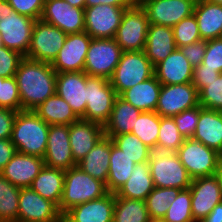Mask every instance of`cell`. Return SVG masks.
<instances>
[{"mask_svg":"<svg viewBox=\"0 0 222 222\" xmlns=\"http://www.w3.org/2000/svg\"><path fill=\"white\" fill-rule=\"evenodd\" d=\"M21 110H34L56 91L57 73L51 63L24 57L15 73Z\"/></svg>","mask_w":222,"mask_h":222,"instance_id":"6da1fadb","label":"cell"},{"mask_svg":"<svg viewBox=\"0 0 222 222\" xmlns=\"http://www.w3.org/2000/svg\"><path fill=\"white\" fill-rule=\"evenodd\" d=\"M50 125L32 110L17 112L11 135L16 150L26 155L43 158L47 148Z\"/></svg>","mask_w":222,"mask_h":222,"instance_id":"7a4b0ae2","label":"cell"},{"mask_svg":"<svg viewBox=\"0 0 222 222\" xmlns=\"http://www.w3.org/2000/svg\"><path fill=\"white\" fill-rule=\"evenodd\" d=\"M107 193L104 182L88 175L76 165L65 170L63 195L58 208L64 215L71 208L99 199Z\"/></svg>","mask_w":222,"mask_h":222,"instance_id":"3957f363","label":"cell"},{"mask_svg":"<svg viewBox=\"0 0 222 222\" xmlns=\"http://www.w3.org/2000/svg\"><path fill=\"white\" fill-rule=\"evenodd\" d=\"M148 163L154 187L180 190L190 187L192 178L176 153L152 151Z\"/></svg>","mask_w":222,"mask_h":222,"instance_id":"277c9868","label":"cell"},{"mask_svg":"<svg viewBox=\"0 0 222 222\" xmlns=\"http://www.w3.org/2000/svg\"><path fill=\"white\" fill-rule=\"evenodd\" d=\"M154 76V66L144 51L123 52L109 82L119 96L137 83Z\"/></svg>","mask_w":222,"mask_h":222,"instance_id":"5b68a950","label":"cell"},{"mask_svg":"<svg viewBox=\"0 0 222 222\" xmlns=\"http://www.w3.org/2000/svg\"><path fill=\"white\" fill-rule=\"evenodd\" d=\"M117 97L108 79L87 75L86 110L81 119L104 126L109 121Z\"/></svg>","mask_w":222,"mask_h":222,"instance_id":"8992f818","label":"cell"},{"mask_svg":"<svg viewBox=\"0 0 222 222\" xmlns=\"http://www.w3.org/2000/svg\"><path fill=\"white\" fill-rule=\"evenodd\" d=\"M176 154L192 179L214 176L221 162V155L199 141L184 139Z\"/></svg>","mask_w":222,"mask_h":222,"instance_id":"52a82bcc","label":"cell"},{"mask_svg":"<svg viewBox=\"0 0 222 222\" xmlns=\"http://www.w3.org/2000/svg\"><path fill=\"white\" fill-rule=\"evenodd\" d=\"M123 50L115 38H92L86 54L84 72L89 76L110 79Z\"/></svg>","mask_w":222,"mask_h":222,"instance_id":"ba28073f","label":"cell"},{"mask_svg":"<svg viewBox=\"0 0 222 222\" xmlns=\"http://www.w3.org/2000/svg\"><path fill=\"white\" fill-rule=\"evenodd\" d=\"M147 15L140 4L125 9L115 40L123 52L144 51L148 33Z\"/></svg>","mask_w":222,"mask_h":222,"instance_id":"9c48e42d","label":"cell"},{"mask_svg":"<svg viewBox=\"0 0 222 222\" xmlns=\"http://www.w3.org/2000/svg\"><path fill=\"white\" fill-rule=\"evenodd\" d=\"M67 35L58 27L48 24L41 19L36 20L28 53L25 57L52 63L57 57L59 50L63 47Z\"/></svg>","mask_w":222,"mask_h":222,"instance_id":"30bf717a","label":"cell"},{"mask_svg":"<svg viewBox=\"0 0 222 222\" xmlns=\"http://www.w3.org/2000/svg\"><path fill=\"white\" fill-rule=\"evenodd\" d=\"M196 106H199V93L192 82L162 85L155 112L161 117H173Z\"/></svg>","mask_w":222,"mask_h":222,"instance_id":"8fae6325","label":"cell"},{"mask_svg":"<svg viewBox=\"0 0 222 222\" xmlns=\"http://www.w3.org/2000/svg\"><path fill=\"white\" fill-rule=\"evenodd\" d=\"M126 8L98 4L84 9V31L92 38H115Z\"/></svg>","mask_w":222,"mask_h":222,"instance_id":"7c38bea8","label":"cell"},{"mask_svg":"<svg viewBox=\"0 0 222 222\" xmlns=\"http://www.w3.org/2000/svg\"><path fill=\"white\" fill-rule=\"evenodd\" d=\"M195 0H144L140 3L149 25L174 27L194 13Z\"/></svg>","mask_w":222,"mask_h":222,"instance_id":"4fadbf2b","label":"cell"},{"mask_svg":"<svg viewBox=\"0 0 222 222\" xmlns=\"http://www.w3.org/2000/svg\"><path fill=\"white\" fill-rule=\"evenodd\" d=\"M18 219L27 222H63V215L55 203L26 187L20 189Z\"/></svg>","mask_w":222,"mask_h":222,"instance_id":"5bb4252c","label":"cell"},{"mask_svg":"<svg viewBox=\"0 0 222 222\" xmlns=\"http://www.w3.org/2000/svg\"><path fill=\"white\" fill-rule=\"evenodd\" d=\"M91 40L92 37L85 31L68 34L63 47L51 63L56 73L84 71L86 54Z\"/></svg>","mask_w":222,"mask_h":222,"instance_id":"9a60e30c","label":"cell"},{"mask_svg":"<svg viewBox=\"0 0 222 222\" xmlns=\"http://www.w3.org/2000/svg\"><path fill=\"white\" fill-rule=\"evenodd\" d=\"M35 19L16 11L0 19L3 46L26 56L31 42Z\"/></svg>","mask_w":222,"mask_h":222,"instance_id":"2e32d148","label":"cell"},{"mask_svg":"<svg viewBox=\"0 0 222 222\" xmlns=\"http://www.w3.org/2000/svg\"><path fill=\"white\" fill-rule=\"evenodd\" d=\"M41 20L66 34L84 32V9L72 7L64 0H45Z\"/></svg>","mask_w":222,"mask_h":222,"instance_id":"e0dca14e","label":"cell"},{"mask_svg":"<svg viewBox=\"0 0 222 222\" xmlns=\"http://www.w3.org/2000/svg\"><path fill=\"white\" fill-rule=\"evenodd\" d=\"M191 209L194 221H202L222 202L220 184L216 175L192 179L190 185Z\"/></svg>","mask_w":222,"mask_h":222,"instance_id":"ac0fdd59","label":"cell"},{"mask_svg":"<svg viewBox=\"0 0 222 222\" xmlns=\"http://www.w3.org/2000/svg\"><path fill=\"white\" fill-rule=\"evenodd\" d=\"M43 159L47 167L62 170H68L77 165L70 146L69 125H50Z\"/></svg>","mask_w":222,"mask_h":222,"instance_id":"d6986e66","label":"cell"},{"mask_svg":"<svg viewBox=\"0 0 222 222\" xmlns=\"http://www.w3.org/2000/svg\"><path fill=\"white\" fill-rule=\"evenodd\" d=\"M86 79L84 71L57 73L56 94L62 97L78 118L85 115Z\"/></svg>","mask_w":222,"mask_h":222,"instance_id":"ffe728a7","label":"cell"},{"mask_svg":"<svg viewBox=\"0 0 222 222\" xmlns=\"http://www.w3.org/2000/svg\"><path fill=\"white\" fill-rule=\"evenodd\" d=\"M104 136V126L79 118L69 125V139L73 159L79 163Z\"/></svg>","mask_w":222,"mask_h":222,"instance_id":"44dd1931","label":"cell"},{"mask_svg":"<svg viewBox=\"0 0 222 222\" xmlns=\"http://www.w3.org/2000/svg\"><path fill=\"white\" fill-rule=\"evenodd\" d=\"M44 165L43 158L17 151L0 173L16 187L26 188L30 187Z\"/></svg>","mask_w":222,"mask_h":222,"instance_id":"7402d4cb","label":"cell"},{"mask_svg":"<svg viewBox=\"0 0 222 222\" xmlns=\"http://www.w3.org/2000/svg\"><path fill=\"white\" fill-rule=\"evenodd\" d=\"M115 193L81 203L63 215V222H113Z\"/></svg>","mask_w":222,"mask_h":222,"instance_id":"603a6c76","label":"cell"},{"mask_svg":"<svg viewBox=\"0 0 222 222\" xmlns=\"http://www.w3.org/2000/svg\"><path fill=\"white\" fill-rule=\"evenodd\" d=\"M193 70L186 56L176 48L154 67V75L162 85L185 84L192 82Z\"/></svg>","mask_w":222,"mask_h":222,"instance_id":"cb8c5ba5","label":"cell"},{"mask_svg":"<svg viewBox=\"0 0 222 222\" xmlns=\"http://www.w3.org/2000/svg\"><path fill=\"white\" fill-rule=\"evenodd\" d=\"M192 139L222 155V111L200 106L197 128Z\"/></svg>","mask_w":222,"mask_h":222,"instance_id":"d4e9b609","label":"cell"},{"mask_svg":"<svg viewBox=\"0 0 222 222\" xmlns=\"http://www.w3.org/2000/svg\"><path fill=\"white\" fill-rule=\"evenodd\" d=\"M176 48L172 27L149 25L144 52L154 67Z\"/></svg>","mask_w":222,"mask_h":222,"instance_id":"484cf974","label":"cell"},{"mask_svg":"<svg viewBox=\"0 0 222 222\" xmlns=\"http://www.w3.org/2000/svg\"><path fill=\"white\" fill-rule=\"evenodd\" d=\"M111 155V138L104 135L94 146V148L79 162V166L84 172L93 178L107 183L108 170Z\"/></svg>","mask_w":222,"mask_h":222,"instance_id":"4316f807","label":"cell"},{"mask_svg":"<svg viewBox=\"0 0 222 222\" xmlns=\"http://www.w3.org/2000/svg\"><path fill=\"white\" fill-rule=\"evenodd\" d=\"M161 86L162 84L154 75L148 80L125 90L119 96L141 112H151L156 110Z\"/></svg>","mask_w":222,"mask_h":222,"instance_id":"83f0119b","label":"cell"},{"mask_svg":"<svg viewBox=\"0 0 222 222\" xmlns=\"http://www.w3.org/2000/svg\"><path fill=\"white\" fill-rule=\"evenodd\" d=\"M194 15L201 39L210 40L222 37V5L205 0L196 1Z\"/></svg>","mask_w":222,"mask_h":222,"instance_id":"f1b7e54d","label":"cell"},{"mask_svg":"<svg viewBox=\"0 0 222 222\" xmlns=\"http://www.w3.org/2000/svg\"><path fill=\"white\" fill-rule=\"evenodd\" d=\"M142 112L118 96L115 100L109 121L104 125V135L114 136L131 133Z\"/></svg>","mask_w":222,"mask_h":222,"instance_id":"f546056e","label":"cell"},{"mask_svg":"<svg viewBox=\"0 0 222 222\" xmlns=\"http://www.w3.org/2000/svg\"><path fill=\"white\" fill-rule=\"evenodd\" d=\"M64 177L65 170L44 165L30 188L59 207L63 195Z\"/></svg>","mask_w":222,"mask_h":222,"instance_id":"4dcf8cb0","label":"cell"},{"mask_svg":"<svg viewBox=\"0 0 222 222\" xmlns=\"http://www.w3.org/2000/svg\"><path fill=\"white\" fill-rule=\"evenodd\" d=\"M149 163L135 164L129 179L115 193V197L144 200L154 189Z\"/></svg>","mask_w":222,"mask_h":222,"instance_id":"1f68e13d","label":"cell"},{"mask_svg":"<svg viewBox=\"0 0 222 222\" xmlns=\"http://www.w3.org/2000/svg\"><path fill=\"white\" fill-rule=\"evenodd\" d=\"M33 111L49 125H70L79 119L69 104L56 93Z\"/></svg>","mask_w":222,"mask_h":222,"instance_id":"d6a6232c","label":"cell"},{"mask_svg":"<svg viewBox=\"0 0 222 222\" xmlns=\"http://www.w3.org/2000/svg\"><path fill=\"white\" fill-rule=\"evenodd\" d=\"M108 170L106 188L110 193H116L120 187L129 179L135 163L119 150L111 140V155Z\"/></svg>","mask_w":222,"mask_h":222,"instance_id":"836d02e7","label":"cell"},{"mask_svg":"<svg viewBox=\"0 0 222 222\" xmlns=\"http://www.w3.org/2000/svg\"><path fill=\"white\" fill-rule=\"evenodd\" d=\"M150 220L144 200L115 197L113 222H149Z\"/></svg>","mask_w":222,"mask_h":222,"instance_id":"e575fe53","label":"cell"},{"mask_svg":"<svg viewBox=\"0 0 222 222\" xmlns=\"http://www.w3.org/2000/svg\"><path fill=\"white\" fill-rule=\"evenodd\" d=\"M160 115L155 111L142 112L131 133L152 151L158 150Z\"/></svg>","mask_w":222,"mask_h":222,"instance_id":"d590c367","label":"cell"},{"mask_svg":"<svg viewBox=\"0 0 222 222\" xmlns=\"http://www.w3.org/2000/svg\"><path fill=\"white\" fill-rule=\"evenodd\" d=\"M20 189L0 173V222L18 219Z\"/></svg>","mask_w":222,"mask_h":222,"instance_id":"8d00e7d4","label":"cell"},{"mask_svg":"<svg viewBox=\"0 0 222 222\" xmlns=\"http://www.w3.org/2000/svg\"><path fill=\"white\" fill-rule=\"evenodd\" d=\"M113 144L126 154L135 164L148 163L152 150L132 133H124L111 138Z\"/></svg>","mask_w":222,"mask_h":222,"instance_id":"74e56055","label":"cell"},{"mask_svg":"<svg viewBox=\"0 0 222 222\" xmlns=\"http://www.w3.org/2000/svg\"><path fill=\"white\" fill-rule=\"evenodd\" d=\"M180 189L155 187L145 199L151 219H163L166 215L169 204L176 199Z\"/></svg>","mask_w":222,"mask_h":222,"instance_id":"f35d334b","label":"cell"},{"mask_svg":"<svg viewBox=\"0 0 222 222\" xmlns=\"http://www.w3.org/2000/svg\"><path fill=\"white\" fill-rule=\"evenodd\" d=\"M184 138L176 127L173 117L160 116L158 150L176 153L183 144Z\"/></svg>","mask_w":222,"mask_h":222,"instance_id":"ab89813d","label":"cell"},{"mask_svg":"<svg viewBox=\"0 0 222 222\" xmlns=\"http://www.w3.org/2000/svg\"><path fill=\"white\" fill-rule=\"evenodd\" d=\"M164 222H193L190 188L180 190L173 203L169 204Z\"/></svg>","mask_w":222,"mask_h":222,"instance_id":"60d3db41","label":"cell"},{"mask_svg":"<svg viewBox=\"0 0 222 222\" xmlns=\"http://www.w3.org/2000/svg\"><path fill=\"white\" fill-rule=\"evenodd\" d=\"M172 28L177 48L202 40L194 13L182 19Z\"/></svg>","mask_w":222,"mask_h":222,"instance_id":"b9f144b4","label":"cell"},{"mask_svg":"<svg viewBox=\"0 0 222 222\" xmlns=\"http://www.w3.org/2000/svg\"><path fill=\"white\" fill-rule=\"evenodd\" d=\"M198 93L200 106L205 109L222 111V74Z\"/></svg>","mask_w":222,"mask_h":222,"instance_id":"7bdbcfd3","label":"cell"},{"mask_svg":"<svg viewBox=\"0 0 222 222\" xmlns=\"http://www.w3.org/2000/svg\"><path fill=\"white\" fill-rule=\"evenodd\" d=\"M0 107L21 111V100L14 76L0 77Z\"/></svg>","mask_w":222,"mask_h":222,"instance_id":"ee69618b","label":"cell"},{"mask_svg":"<svg viewBox=\"0 0 222 222\" xmlns=\"http://www.w3.org/2000/svg\"><path fill=\"white\" fill-rule=\"evenodd\" d=\"M199 113L200 105L173 116L176 127L184 139L192 138L195 134Z\"/></svg>","mask_w":222,"mask_h":222,"instance_id":"f6af8a7d","label":"cell"},{"mask_svg":"<svg viewBox=\"0 0 222 222\" xmlns=\"http://www.w3.org/2000/svg\"><path fill=\"white\" fill-rule=\"evenodd\" d=\"M24 57L15 50L5 46L0 47V77L9 78L15 76L19 64Z\"/></svg>","mask_w":222,"mask_h":222,"instance_id":"bcb514c9","label":"cell"},{"mask_svg":"<svg viewBox=\"0 0 222 222\" xmlns=\"http://www.w3.org/2000/svg\"><path fill=\"white\" fill-rule=\"evenodd\" d=\"M201 64L222 74V37L207 40L206 53Z\"/></svg>","mask_w":222,"mask_h":222,"instance_id":"7dc6e473","label":"cell"},{"mask_svg":"<svg viewBox=\"0 0 222 222\" xmlns=\"http://www.w3.org/2000/svg\"><path fill=\"white\" fill-rule=\"evenodd\" d=\"M14 11L35 20L41 19L45 0H8Z\"/></svg>","mask_w":222,"mask_h":222,"instance_id":"c3c4849f","label":"cell"},{"mask_svg":"<svg viewBox=\"0 0 222 222\" xmlns=\"http://www.w3.org/2000/svg\"><path fill=\"white\" fill-rule=\"evenodd\" d=\"M221 73L216 69L205 68V65H198L194 67L192 84L199 92L202 88L208 86V83L212 82Z\"/></svg>","mask_w":222,"mask_h":222,"instance_id":"681fc988","label":"cell"},{"mask_svg":"<svg viewBox=\"0 0 222 222\" xmlns=\"http://www.w3.org/2000/svg\"><path fill=\"white\" fill-rule=\"evenodd\" d=\"M207 40L184 45L179 49L186 56L193 67L200 65L203 62V57L206 53Z\"/></svg>","mask_w":222,"mask_h":222,"instance_id":"f907efd6","label":"cell"},{"mask_svg":"<svg viewBox=\"0 0 222 222\" xmlns=\"http://www.w3.org/2000/svg\"><path fill=\"white\" fill-rule=\"evenodd\" d=\"M17 111L0 107V139H10Z\"/></svg>","mask_w":222,"mask_h":222,"instance_id":"816d5d0a","label":"cell"},{"mask_svg":"<svg viewBox=\"0 0 222 222\" xmlns=\"http://www.w3.org/2000/svg\"><path fill=\"white\" fill-rule=\"evenodd\" d=\"M16 152L17 150L10 139H0V171L6 166Z\"/></svg>","mask_w":222,"mask_h":222,"instance_id":"f5cc1de1","label":"cell"},{"mask_svg":"<svg viewBox=\"0 0 222 222\" xmlns=\"http://www.w3.org/2000/svg\"><path fill=\"white\" fill-rule=\"evenodd\" d=\"M98 4L121 6L126 9L134 5L132 0H85V8L91 7V6H97Z\"/></svg>","mask_w":222,"mask_h":222,"instance_id":"db71d44e","label":"cell"},{"mask_svg":"<svg viewBox=\"0 0 222 222\" xmlns=\"http://www.w3.org/2000/svg\"><path fill=\"white\" fill-rule=\"evenodd\" d=\"M201 222H222V202L217 204Z\"/></svg>","mask_w":222,"mask_h":222,"instance_id":"11a10c76","label":"cell"},{"mask_svg":"<svg viewBox=\"0 0 222 222\" xmlns=\"http://www.w3.org/2000/svg\"><path fill=\"white\" fill-rule=\"evenodd\" d=\"M13 8L10 6L8 0H0V19H2L4 16L11 14Z\"/></svg>","mask_w":222,"mask_h":222,"instance_id":"9f6ffc18","label":"cell"},{"mask_svg":"<svg viewBox=\"0 0 222 222\" xmlns=\"http://www.w3.org/2000/svg\"><path fill=\"white\" fill-rule=\"evenodd\" d=\"M68 2L72 7L85 9V0H64Z\"/></svg>","mask_w":222,"mask_h":222,"instance_id":"6f0895ef","label":"cell"},{"mask_svg":"<svg viewBox=\"0 0 222 222\" xmlns=\"http://www.w3.org/2000/svg\"><path fill=\"white\" fill-rule=\"evenodd\" d=\"M215 175L218 178V181L220 184L221 195H222V161L220 162L218 170Z\"/></svg>","mask_w":222,"mask_h":222,"instance_id":"680465c9","label":"cell"},{"mask_svg":"<svg viewBox=\"0 0 222 222\" xmlns=\"http://www.w3.org/2000/svg\"><path fill=\"white\" fill-rule=\"evenodd\" d=\"M209 3H213V4H219V5H222V0H205Z\"/></svg>","mask_w":222,"mask_h":222,"instance_id":"91938a15","label":"cell"},{"mask_svg":"<svg viewBox=\"0 0 222 222\" xmlns=\"http://www.w3.org/2000/svg\"><path fill=\"white\" fill-rule=\"evenodd\" d=\"M149 222H164L162 219H151Z\"/></svg>","mask_w":222,"mask_h":222,"instance_id":"94428289","label":"cell"},{"mask_svg":"<svg viewBox=\"0 0 222 222\" xmlns=\"http://www.w3.org/2000/svg\"><path fill=\"white\" fill-rule=\"evenodd\" d=\"M134 4H140L141 2H143L144 0H132Z\"/></svg>","mask_w":222,"mask_h":222,"instance_id":"6125c7cd","label":"cell"},{"mask_svg":"<svg viewBox=\"0 0 222 222\" xmlns=\"http://www.w3.org/2000/svg\"><path fill=\"white\" fill-rule=\"evenodd\" d=\"M2 46H3V41H2V34L0 32V47H2Z\"/></svg>","mask_w":222,"mask_h":222,"instance_id":"be15d7a7","label":"cell"},{"mask_svg":"<svg viewBox=\"0 0 222 222\" xmlns=\"http://www.w3.org/2000/svg\"><path fill=\"white\" fill-rule=\"evenodd\" d=\"M9 222H27V221H22V220L16 219V220L9 221Z\"/></svg>","mask_w":222,"mask_h":222,"instance_id":"e7e4bbea","label":"cell"}]
</instances>
